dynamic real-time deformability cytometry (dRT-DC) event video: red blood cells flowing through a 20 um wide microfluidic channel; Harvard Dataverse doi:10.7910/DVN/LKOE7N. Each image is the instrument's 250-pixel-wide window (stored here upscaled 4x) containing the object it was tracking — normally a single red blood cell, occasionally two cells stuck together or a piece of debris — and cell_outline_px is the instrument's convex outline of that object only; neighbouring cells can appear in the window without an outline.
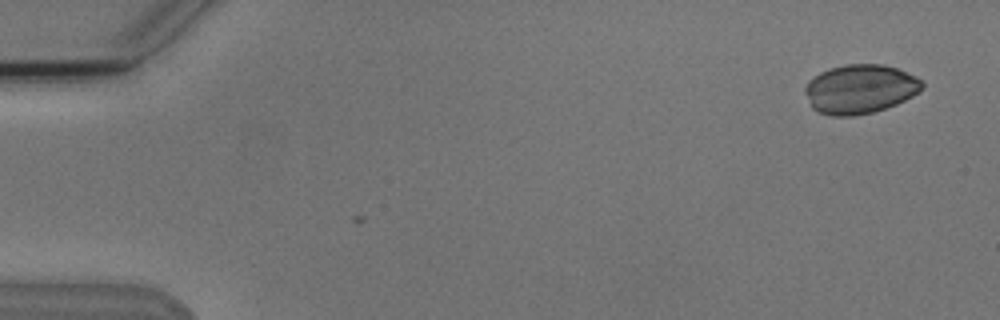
{"species": "Egyptian fruit bat (a non-hibernating species)", "species_latin": "Rousettus aegyptiacus", "temperature_condition": "cold", "stored_images_in_passage": 2, "camera_frame_rate_fps": 3000, "um_per_image_px": 0.085, "animal": {"sex": "male"}, "frame": {"image": 1, "passage_image": 2, "time_ms": 1.0, "image_size_px": [1000, 320], "cell_outline_px": [[924, 88], [912, 96], [896, 104], [872, 112], [852, 116], [832, 116], [816, 112], [812, 108], [804, 92], [804, 88], [808, 80], [820, 72], [828, 68], [844, 64], [884, 64], [896, 68], [916, 76], [924, 84]], "centroid_in_image_um": [73.07, 7.56], "position_along_channel_um": 11.9, "area_um2": 33.7}}